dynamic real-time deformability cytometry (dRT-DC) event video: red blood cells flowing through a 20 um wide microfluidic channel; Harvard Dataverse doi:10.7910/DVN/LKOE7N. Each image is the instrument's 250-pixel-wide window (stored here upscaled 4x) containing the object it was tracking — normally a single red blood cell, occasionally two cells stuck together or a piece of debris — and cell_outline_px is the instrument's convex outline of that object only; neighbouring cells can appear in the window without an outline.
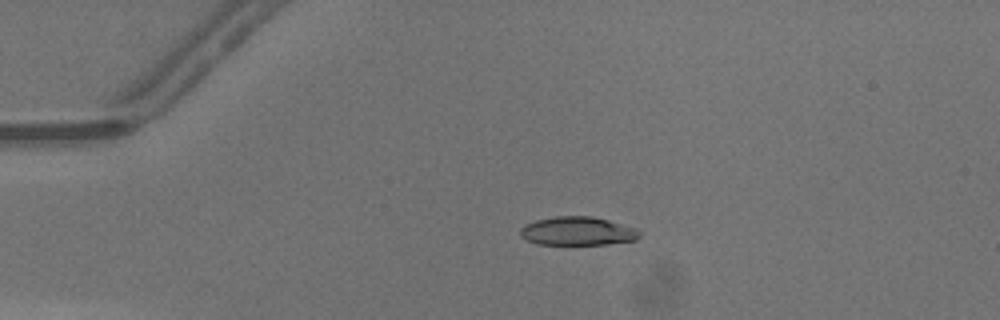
{"species": "common noctule bat (a hibernating species)", "species_latin": "Nyctalus noctula", "temperature_condition": "warm", "stored_images_in_passage": 43, "camera_frame_rate_fps": 3000, "um_per_image_px": 0.085, "animal": {"sex": "male", "body_mass_g": 13.3}, "frame": {"image": 1, "passage_image": 12, "time_ms": 3.667, "image_size_px": [1000, 320], "cell_outline_px": [[640, 236], [636, 240], [608, 244], [536, 244], [520, 236], [520, 228], [536, 220], [556, 216], [588, 216], [608, 220], [636, 228], [640, 232]], "centroid_in_image_um": [49.11, 19.65], "position_along_channel_um": 35.9, "area_um2": 19.71}}
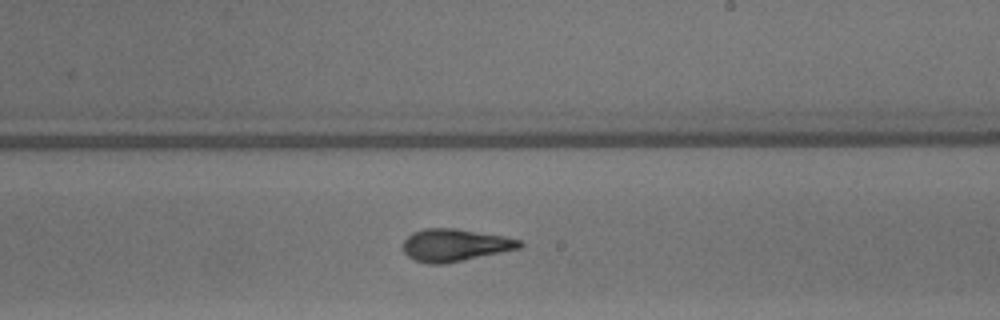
{"frame": {"image": 2, "passage_image": 30, "time_ms": 9.667, "image_size_px": [1000, 320], "cell_outline_px": [[524, 244], [520, 248], [444, 264], [428, 264], [416, 260], [408, 256], [404, 252], [404, 240], [412, 232], [424, 228], [456, 228], [504, 236], [520, 240]], "centroid_in_image_um": [38.66, 20.82], "position_along_channel_um": 250.3, "area_um2": 21.91}}
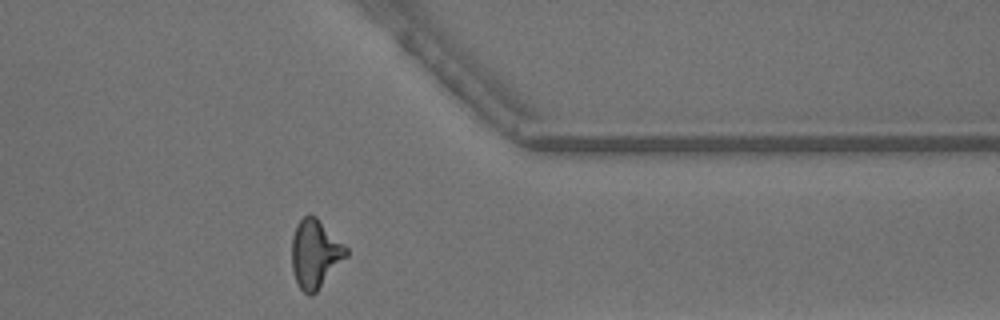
{"frame": {"image": 3, "passage_image": 40, "time_ms": 13.0, "image_size_px": [1000, 320], "cell_outline_px": [[348, 256], [316, 292], [312, 296], [308, 296], [300, 288], [296, 280], [292, 268], [292, 236], [296, 224], [304, 216], [316, 216], [348, 248]], "centroid_in_image_um": [26.8, 21.58], "position_along_channel_um": 384.6, "area_um2": 21.68}, "authors_computed_cell_mechanics": {"area_um2": 21.2704, "velocity_mm_per_s": 4.3496, "shape_relaxation_time_tau1_ms": 5.6741, "shape_relaxation_time_tau2_ms": 1.6034, "deformation_change_tau1": 0.201, "deformation_change_tau2": 0.111}}